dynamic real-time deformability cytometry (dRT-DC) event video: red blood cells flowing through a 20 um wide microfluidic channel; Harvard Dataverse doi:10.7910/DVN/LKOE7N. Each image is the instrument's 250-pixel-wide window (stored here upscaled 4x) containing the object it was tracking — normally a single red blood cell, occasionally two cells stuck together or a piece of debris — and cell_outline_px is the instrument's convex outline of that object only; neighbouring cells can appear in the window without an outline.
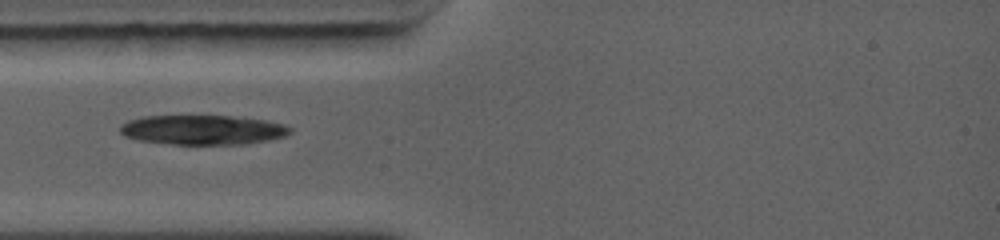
{"species": "common noctule bat (a hibernating species)", "species_latin": "Nyctalus noctula", "temperature_condition": "warm", "stored_images_in_passage": 52, "camera_frame_rate_fps": 5000, "um_per_image_px": 0.085, "animal": {"sex": "female", "body_mass_g": 19.0, "forearm_length_mm": 56.7}, "frame": {"image": 1, "passage_image": 1, "time_ms": 0.0, "image_size_px": [1000, 240], "cell_outline_px": [[292, 132], [284, 136], [268, 140], [244, 144], [172, 144], [136, 140], [124, 136], [120, 132], [120, 124], [128, 120], [144, 116], [228, 116], [264, 120], [284, 124], [292, 128]], "centroid_in_image_um": [17.2, 11.04], "position_along_channel_um": 67.8, "area_um2": 29.3}}
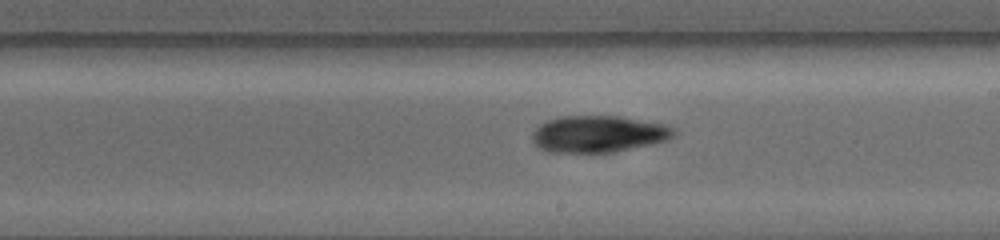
{"frame": {"image": 2, "passage_image": 24, "time_ms": 3.8, "image_size_px": [1000, 240], "cell_outline_px": [[676, 136], [668, 140], [652, 144], [616, 152], [548, 152], [540, 148], [532, 140], [532, 132], [540, 124], [548, 120], [560, 116], [620, 116], [664, 124], [676, 128]], "centroid_in_image_um": [50.9, 11.39], "position_along_channel_um": 238.1, "area_um2": 30.52}}
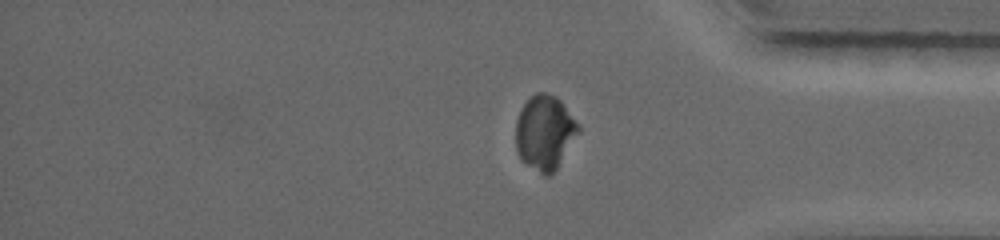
{"frame": {"image": 3, "passage_image": 44, "time_ms": 7.4, "image_size_px": [1000, 240], "cell_outline_px": [[580, 132], [556, 168], [548, 176], [544, 176], [520, 160], [516, 152], [516, 120], [524, 104], [536, 92], [544, 92], [556, 96], [560, 100], [580, 124]], "centroid_in_image_um": [46.31, 11.26], "position_along_channel_um": 388.9, "area_um2": 27.22}}